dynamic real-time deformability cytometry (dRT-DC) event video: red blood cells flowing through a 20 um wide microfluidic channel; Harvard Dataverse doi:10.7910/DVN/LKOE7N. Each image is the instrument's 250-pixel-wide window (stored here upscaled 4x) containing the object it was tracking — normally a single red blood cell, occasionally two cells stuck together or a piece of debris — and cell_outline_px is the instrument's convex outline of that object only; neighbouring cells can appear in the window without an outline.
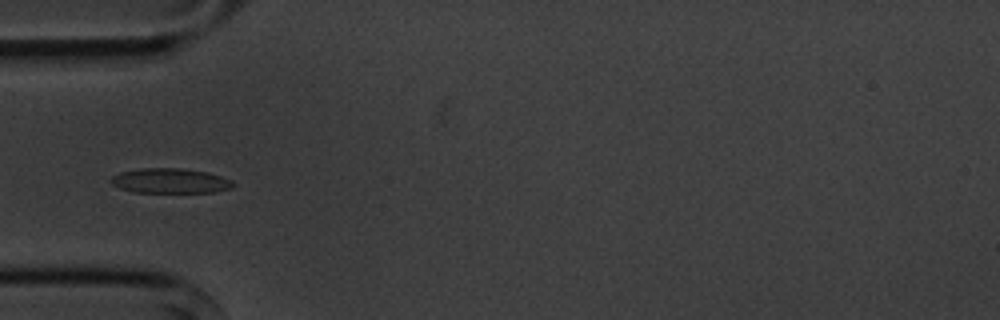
{"species": "common noctule bat (a hibernating species)", "species_latin": "Nyctalus noctula", "temperature_condition": "cold", "stored_images_in_passage": 6, "camera_frame_rate_fps": 3000, "um_per_image_px": 0.085, "animal": {"sex": "male", "body_mass_g": 20.1, "forearm_length_mm": 53.5}, "frame": {"image": 1, "passage_image": 6, "time_ms": 5.667, "image_size_px": [1000, 320], "cell_outline_px": [[236, 184], [232, 188], [216, 192], [132, 192], [120, 188], [112, 184], [108, 180], [112, 176], [120, 172], [140, 168], [184, 168], [208, 172], [232, 180]], "centroid_in_image_um": [14.47, 15.36], "position_along_channel_um": 70.5, "area_um2": 17.92}}